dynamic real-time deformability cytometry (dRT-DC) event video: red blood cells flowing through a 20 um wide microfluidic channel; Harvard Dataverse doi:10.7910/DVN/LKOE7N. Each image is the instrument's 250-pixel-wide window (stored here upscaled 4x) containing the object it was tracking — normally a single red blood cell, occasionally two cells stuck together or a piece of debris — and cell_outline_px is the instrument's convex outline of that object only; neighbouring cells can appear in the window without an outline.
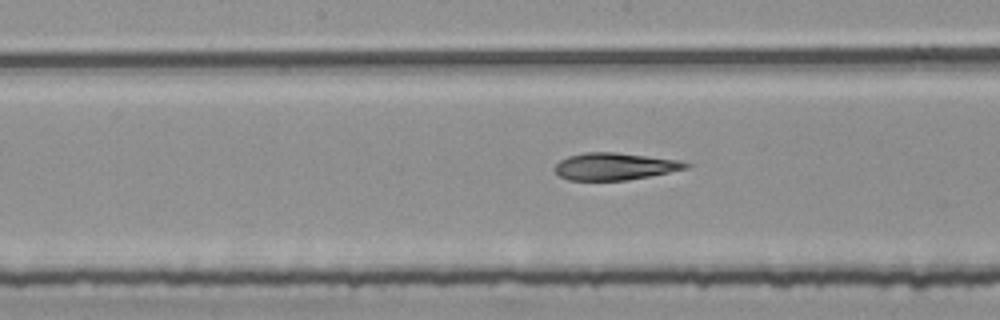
{"species": "common noctule bat (a hibernating species)", "species_latin": "Nyctalus noctula", "temperature_condition": "room temperature", "stored_images_in_passage": 54, "segment_of_instrument_passage": [2, 2], "camera_frame_rate_fps": 3000, "um_per_image_px": 0.085, "animal": {"sex": "female", "body_mass_g": 25.1}, "frame": {"image": 1, "passage_image": 28, "time_ms": 9.0, "image_size_px": [1000, 320], "cell_outline_px": [[688, 168], [628, 180], [568, 180], [560, 176], [556, 172], [556, 164], [560, 160], [568, 156], [584, 152], [616, 152], [676, 160], [688, 164]], "centroid_in_image_um": [52.19, 14.14], "position_along_channel_um": 196.0, "area_um2": 20.35}}
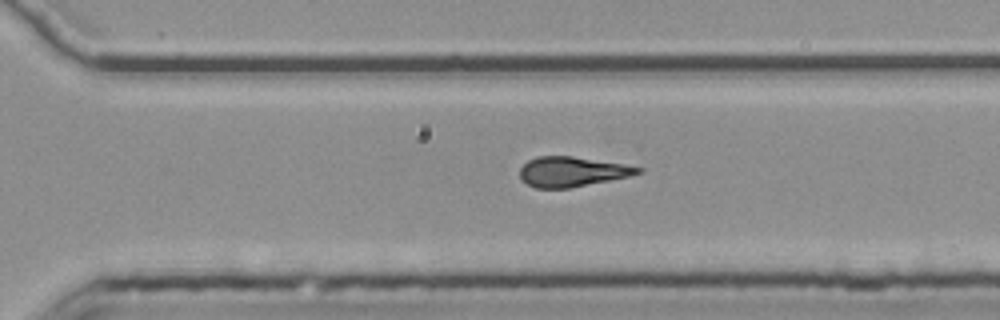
{"frame": {"image": 2, "passage_image": 38, "time_ms": 12.333, "image_size_px": [1000, 320], "cell_outline_px": [[644, 168], [640, 172], [628, 176], [568, 188], [536, 188], [520, 180], [520, 168], [528, 160], [536, 156], [572, 156], [624, 164]], "centroid_in_image_um": [48.57, 14.58], "position_along_channel_um": 322.0, "area_um2": 20.35}}
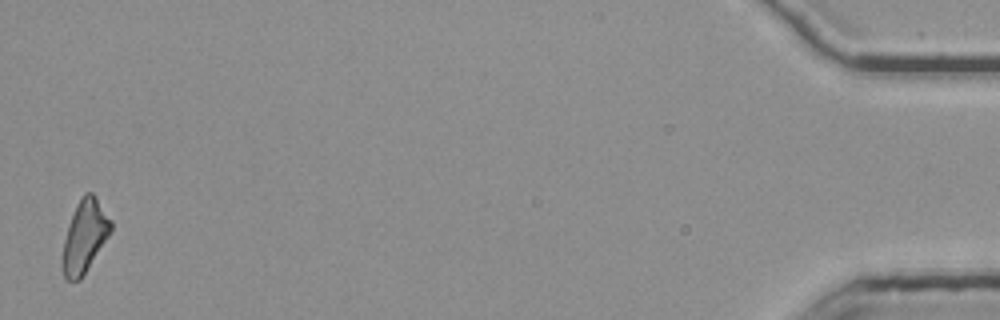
{"frame": {"image": 3, "passage_image": 54, "time_ms": 17.667, "image_size_px": [1000, 320], "cell_outline_px": [[112, 232], [80, 280], [68, 280], [64, 276], [64, 240], [68, 224], [76, 204], [84, 192], [92, 192], [96, 196], [112, 220]], "centroid_in_image_um": [7.24, 20.02], "position_along_channel_um": 428.0, "area_um2": 20.23}}